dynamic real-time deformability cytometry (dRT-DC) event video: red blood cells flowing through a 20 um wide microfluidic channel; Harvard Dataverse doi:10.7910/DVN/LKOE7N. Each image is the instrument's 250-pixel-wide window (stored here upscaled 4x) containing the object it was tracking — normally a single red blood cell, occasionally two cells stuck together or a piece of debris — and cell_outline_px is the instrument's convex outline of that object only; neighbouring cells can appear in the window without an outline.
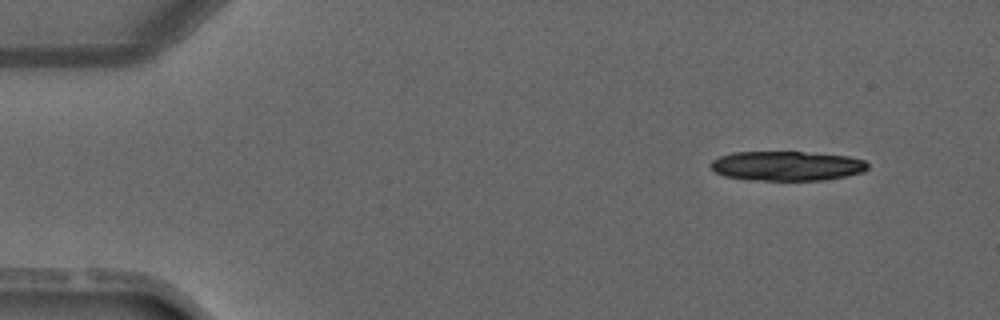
{"species": "common noctule bat (a hibernating species)", "species_latin": "Nyctalus noctula", "temperature_condition": "warm", "stored_images_in_passage": 4, "segment_of_instrument_passage": [1, 2], "camera_frame_rate_fps": 3000, "um_per_image_px": 0.085, "animal": {"sex": "male", "forearm_length_mm": 52.5}, "frame": {"image": 1, "passage_image": 1, "time_ms": 0.0, "image_size_px": [1000, 320], "cell_outline_px": [[868, 168], [864, 172], [824, 180], [748, 180], [724, 176], [716, 172], [708, 164], [712, 160], [720, 156], [732, 152], [804, 152], [848, 156], [864, 160], [868, 164]], "centroid_in_image_um": [66.86, 14.1], "position_along_channel_um": 18.1, "area_um2": 27.11}}